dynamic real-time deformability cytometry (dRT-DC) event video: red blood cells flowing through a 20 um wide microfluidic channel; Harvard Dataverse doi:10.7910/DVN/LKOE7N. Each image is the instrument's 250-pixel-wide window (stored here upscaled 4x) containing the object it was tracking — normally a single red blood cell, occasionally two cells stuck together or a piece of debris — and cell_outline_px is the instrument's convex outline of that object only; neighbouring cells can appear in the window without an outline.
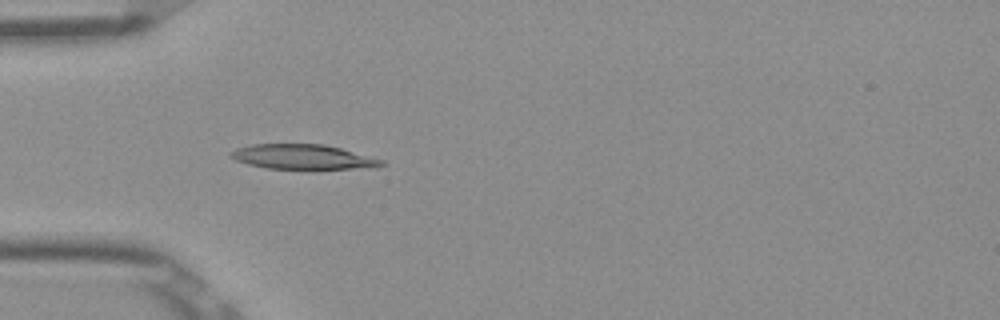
{"species": "Egyptian fruit bat (a non-hibernating species)", "species_latin": "Rousettus aegyptiacus", "temperature_condition": "room temperature", "stored_images_in_passage": 36, "camera_frame_rate_fps": 3000, "um_per_image_px": 0.085, "frame": {"image": 1, "passage_image": 2, "time_ms": 0.333, "image_size_px": [1000, 320], "cell_outline_px": [[388, 164], [372, 168], [316, 172], [268, 168], [248, 164], [236, 160], [228, 156], [228, 152], [236, 148], [252, 144], [324, 144], [340, 148], [384, 160]], "centroid_in_image_um": [25.82, 13.39], "position_along_channel_um": 59.2, "area_um2": 23.12}}
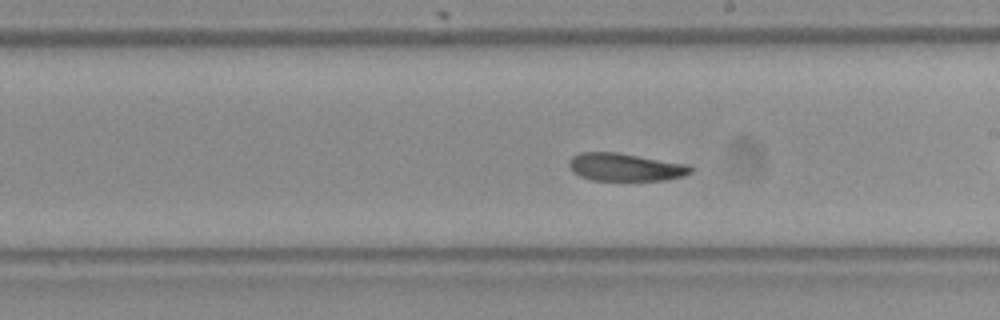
{"frame": {"image": 2, "passage_image": 13, "time_ms": 4.0, "image_size_px": [1000, 320], "cell_outline_px": [[692, 172], [684, 176], [664, 180], [592, 180], [580, 176], [572, 172], [568, 164], [568, 160], [572, 156], [580, 152], [616, 152], [688, 164], [692, 168]], "centroid_in_image_um": [53.12, 14.2], "position_along_channel_um": 235.9, "area_um2": 19.77}}
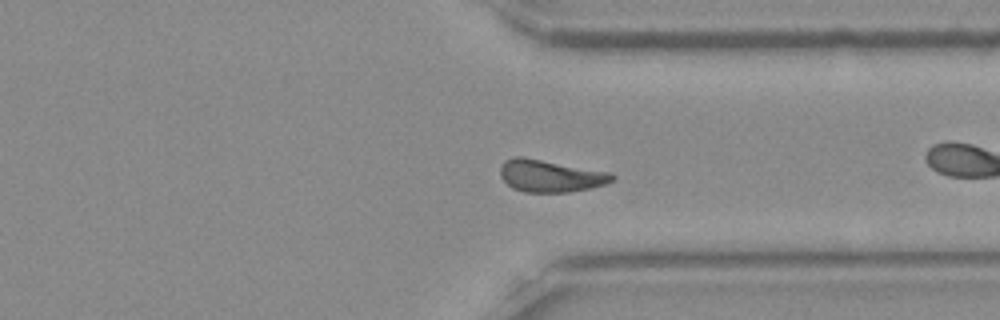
{"frame": {"image": 3, "passage_image": 23, "time_ms": 7.333, "image_size_px": [1000, 320], "cell_outline_px": [[616, 176], [612, 180], [604, 184], [588, 188], [568, 192], [524, 192], [512, 188], [500, 176], [500, 168], [504, 160], [516, 156], [524, 156], [612, 172]], "centroid_in_image_um": [46.77, 14.93], "position_along_channel_um": 364.6, "area_um2": 21.15}, "authors_computed_cell_mechanics": {"area_um2": 20.4612, "velocity_mm_per_s": 3.8593, "shape_relaxation_time_tau1_ms": 2.4665, "shape_relaxation_time_tau2_ms": 9.6062, "deformation_change_tau1": 0.1269, "deformation_change_tau2": 0.1878}}